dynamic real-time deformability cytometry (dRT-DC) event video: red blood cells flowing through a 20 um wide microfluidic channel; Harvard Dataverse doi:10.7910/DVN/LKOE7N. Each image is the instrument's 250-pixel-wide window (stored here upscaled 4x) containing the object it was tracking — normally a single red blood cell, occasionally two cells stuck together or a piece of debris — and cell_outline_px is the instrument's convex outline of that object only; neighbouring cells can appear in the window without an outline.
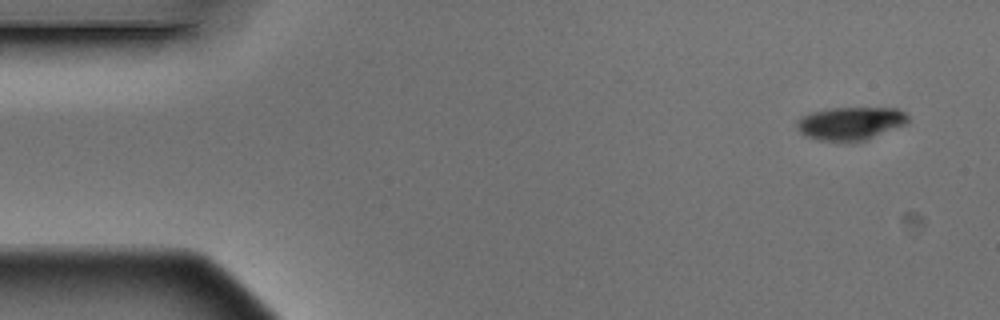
{"species": "Egyptian fruit bat (a non-hibernating species)", "species_latin": "Rousettus aegyptiacus", "temperature_condition": "warm", "stored_images_in_passage": 14, "camera_frame_rate_fps": 3000, "um_per_image_px": 0.085, "animal": {"sex": "male"}, "frame": {"image": 1, "passage_image": 1, "time_ms": 0.0, "image_size_px": [1000, 320], "cell_outline_px": [[908, 124], [864, 140], [820, 140], [804, 136], [796, 128], [796, 120], [812, 112], [828, 108], [896, 108], [904, 112], [908, 116]], "centroid_in_image_um": [72.29, 10.47], "position_along_channel_um": 12.7, "area_um2": 21.21}}
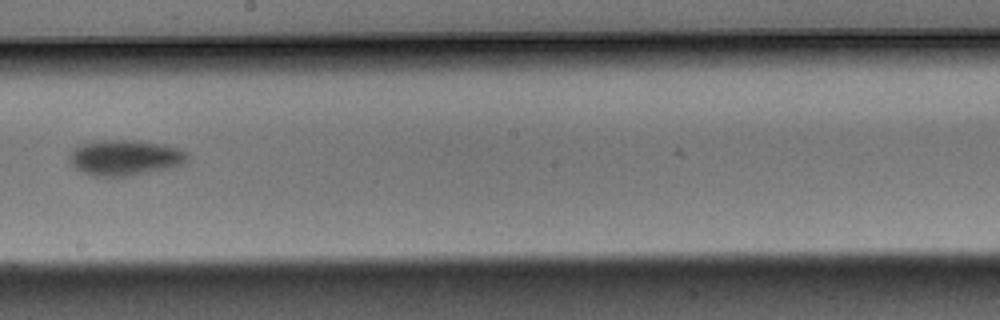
{"frame": {"image": 2, "passage_image": 8, "time_ms": 2.333, "image_size_px": [1000, 320], "cell_outline_px": [[188, 160], [184, 164], [168, 168], [132, 176], [88, 176], [72, 168], [68, 164], [68, 156], [72, 148], [76, 144], [96, 140], [136, 140], [164, 144], [180, 148], [188, 152]], "centroid_in_image_um": [10.54, 13.4], "position_along_channel_um": 237.7, "area_um2": 25.37}}
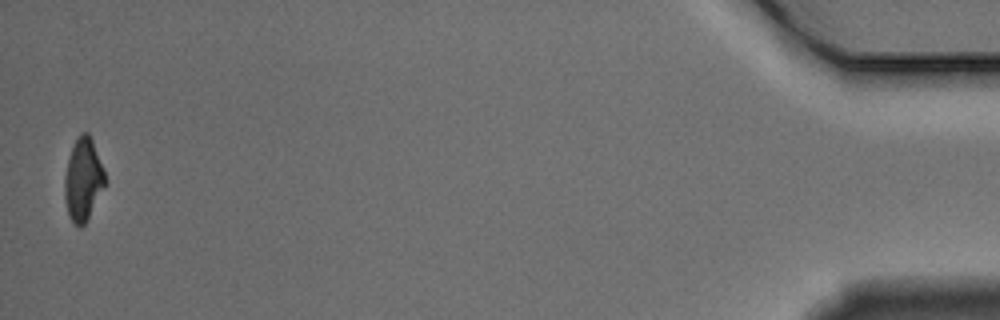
{"frame": {"image": 3, "passage_image": 14, "time_ms": 4.333, "image_size_px": [1000, 320], "cell_outline_px": [[104, 184], [84, 224], [80, 228], [72, 224], [68, 216], [64, 200], [64, 176], [68, 160], [76, 136], [80, 132], [88, 132], [92, 140], [104, 168]], "centroid_in_image_um": [7.02, 15.24], "position_along_channel_um": 428.2, "area_um2": 19.25}}